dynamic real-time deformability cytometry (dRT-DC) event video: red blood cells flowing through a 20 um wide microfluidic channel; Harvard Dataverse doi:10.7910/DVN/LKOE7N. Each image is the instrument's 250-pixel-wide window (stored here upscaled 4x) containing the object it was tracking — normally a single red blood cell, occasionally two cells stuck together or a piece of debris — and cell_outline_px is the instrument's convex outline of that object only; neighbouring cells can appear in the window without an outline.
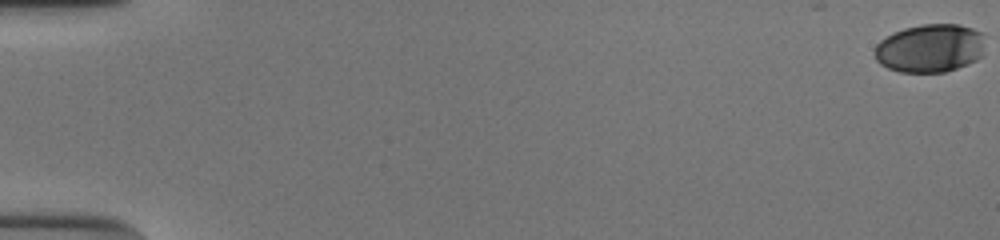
{"species": "human", "species_latin": "Homo sapiens", "temperature_condition": "cold", "stored_images_in_passage": 55, "camera_frame_rate_fps": 3000, "um_per_image_px": 0.085, "donor": {"sex": "male"}, "frame": {"image": 1, "passage_image": 1, "time_ms": 0.0, "image_size_px": [1000, 240], "cell_outline_px": [[980, 56], [976, 60], [956, 68], [944, 72], [900, 72], [888, 68], [880, 64], [876, 60], [876, 44], [880, 40], [904, 28], [920, 24], [960, 24], [972, 28], [980, 32]], "centroid_in_image_um": [78.99, 4.1], "position_along_channel_um": 6.0, "area_um2": 30.52}}
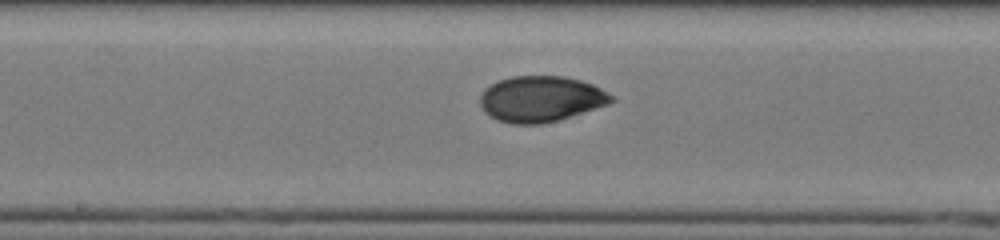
{"frame": {"image": 2, "passage_image": 31, "time_ms": 10.0, "image_size_px": [1000, 240], "cell_outline_px": [[616, 100], [608, 104], [560, 120], [540, 124], [512, 124], [496, 120], [488, 116], [484, 112], [480, 104], [480, 96], [484, 88], [500, 80], [512, 76], [564, 76], [580, 80], [592, 84], [608, 92]], "centroid_in_image_um": [45.96, 8.42], "position_along_channel_um": 202.2, "area_um2": 35.26}}
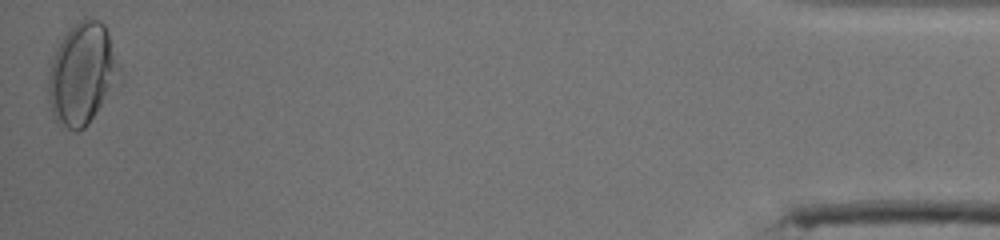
{"frame": {"image": 3, "passage_image": 55, "time_ms": 18.0, "image_size_px": [1000, 240], "cell_outline_px": [[124, 80], [88, 124], [84, 128], [76, 132], [68, 128], [56, 120], [52, 112], [48, 100], [48, 76], [52, 60], [56, 48], [60, 40], [80, 20], [100, 20], [104, 24], [108, 32]], "centroid_in_image_um": [7.03, 6.33], "position_along_channel_um": 428.2, "area_um2": 42.43}, "authors_computed_cell_mechanics": {"area_um2": 33.9864, "velocity_mm_per_s": 3.8654, "shape_relaxation_time_tau1_ms": 4.8402, "shape_relaxation_time_tau2_ms": 1.2898, "deformation_change_tau1": 0.151, "deformation_change_tau2": 0.0327}}